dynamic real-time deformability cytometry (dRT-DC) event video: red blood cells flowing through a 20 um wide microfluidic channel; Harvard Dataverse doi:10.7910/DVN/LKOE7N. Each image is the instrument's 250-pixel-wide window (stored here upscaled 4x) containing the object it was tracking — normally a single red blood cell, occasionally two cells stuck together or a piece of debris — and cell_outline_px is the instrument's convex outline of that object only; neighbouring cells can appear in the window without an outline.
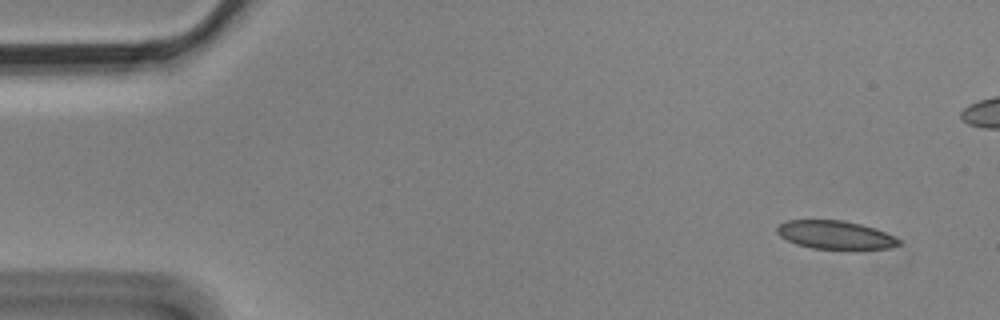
{"species": "Egyptian fruit bat (a non-hibernating species)", "species_latin": "Rousettus aegyptiacus", "temperature_condition": "cold", "stored_images_in_passage": 5, "camera_frame_rate_fps": 3000, "um_per_image_px": 0.085, "animal": {"sex": "male"}, "frame": {"image": 1, "passage_image": 1, "time_ms": 0.0, "image_size_px": [1000, 320], "cell_outline_px": [[900, 244], [892, 248], [812, 248], [796, 244], [780, 236], [776, 232], [776, 228], [780, 224], [788, 220], [844, 220], [860, 224], [884, 232], [900, 240]], "centroid_in_image_um": [70.95, 19.95], "position_along_channel_um": 14.0, "area_um2": 19.65}}